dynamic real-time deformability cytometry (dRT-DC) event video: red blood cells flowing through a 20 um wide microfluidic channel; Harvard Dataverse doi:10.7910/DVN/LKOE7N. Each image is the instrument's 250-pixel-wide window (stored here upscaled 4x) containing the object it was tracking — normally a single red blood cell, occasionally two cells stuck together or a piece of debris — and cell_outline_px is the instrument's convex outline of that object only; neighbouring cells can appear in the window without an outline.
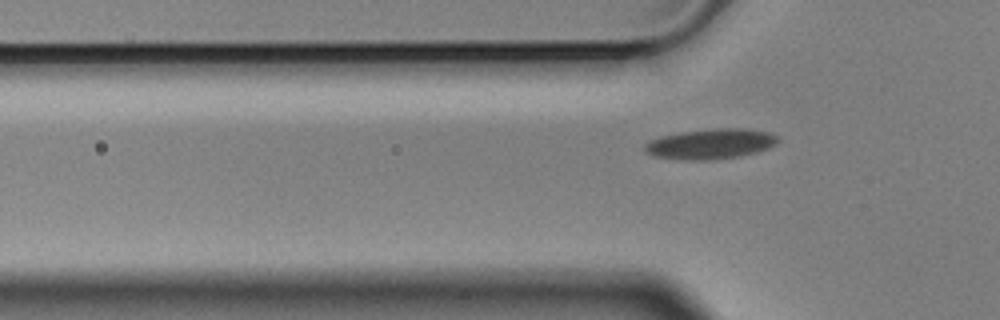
{"species": "Egyptian fruit bat (a non-hibernating species)", "species_latin": "Rousettus aegyptiacus", "temperature_condition": "cold", "stored_images_in_passage": 6, "camera_frame_rate_fps": 3000, "um_per_image_px": 0.085, "animal": {"sex": "male"}, "frame": {"image": 1, "passage_image": 6, "time_ms": 1.667, "image_size_px": [1000, 320], "cell_outline_px": [[780, 140], [776, 144], [768, 148], [756, 152], [740, 156], [708, 160], [688, 160], [652, 156], [644, 152], [644, 144], [660, 136], [680, 132], [712, 128], [748, 128], [768, 132], [780, 136]], "centroid_in_image_um": [60.42, 12.22], "position_along_channel_um": 65.4, "area_um2": 23.7}}